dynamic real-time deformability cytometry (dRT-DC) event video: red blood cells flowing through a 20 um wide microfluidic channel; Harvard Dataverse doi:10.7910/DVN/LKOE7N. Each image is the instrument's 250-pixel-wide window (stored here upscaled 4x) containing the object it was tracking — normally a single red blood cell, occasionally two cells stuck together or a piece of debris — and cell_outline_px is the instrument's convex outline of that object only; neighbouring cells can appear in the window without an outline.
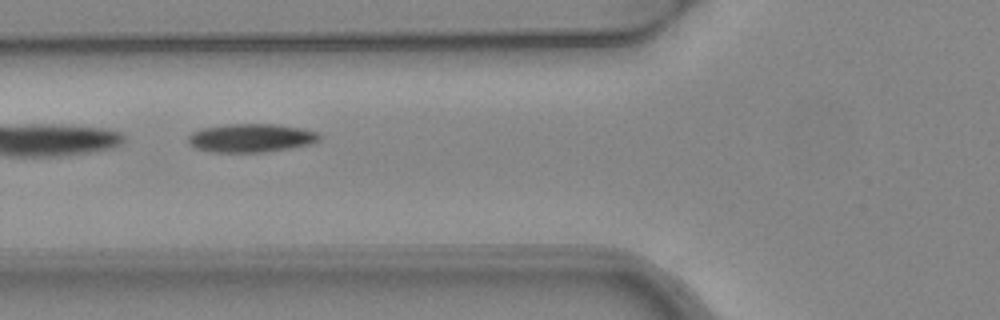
{"species": "common noctule bat (a hibernating species)", "species_latin": "Nyctalus noctula", "temperature_condition": "warm", "stored_images_in_passage": 7, "camera_frame_rate_fps": 3000, "um_per_image_px": 0.085, "animal": {"sex": "female", "body_mass_g": 24.6, "forearm_length_mm": 56.2}, "frame": {"image": 1, "passage_image": 5, "time_ms": 1.333, "image_size_px": [1000, 320], "cell_outline_px": [[320, 140], [312, 144], [264, 152], [208, 152], [196, 148], [188, 144], [188, 136], [192, 132], [200, 128], [224, 124], [276, 124], [300, 128], [316, 132], [320, 136]], "centroid_in_image_um": [21.29, 11.72], "position_along_channel_um": 104.5, "area_um2": 21.91}}
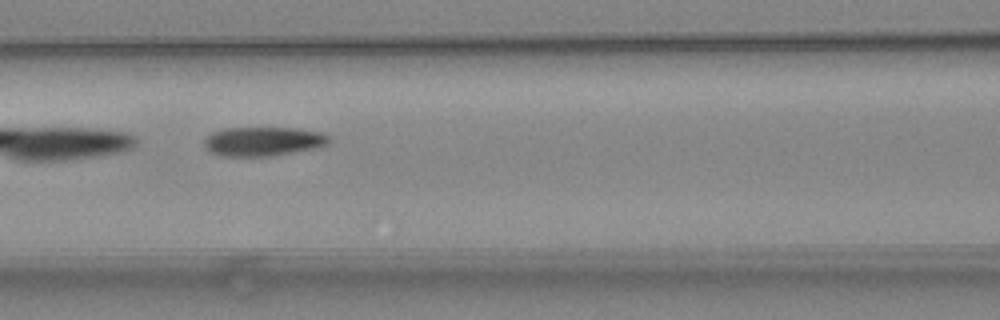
{"frame": {"image": 2, "passage_image": 6, "time_ms": 1.667, "image_size_px": [1000, 320], "cell_outline_px": [[332, 140], [328, 144], [320, 148], [272, 156], [220, 156], [208, 152], [204, 148], [204, 140], [212, 132], [224, 128], [300, 128], [320, 132], [332, 136]], "centroid_in_image_um": [22.41, 12.02], "position_along_channel_um": 144.2, "area_um2": 21.73}}
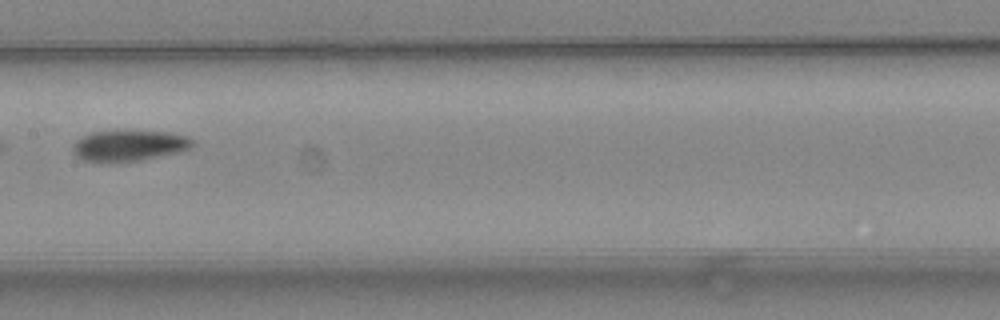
{"frame": {"image": 3, "passage_image": 7, "time_ms": 2.0, "image_size_px": [1000, 320], "cell_outline_px": [[192, 148], [184, 152], [140, 160], [108, 164], [80, 160], [72, 152], [72, 144], [76, 140], [92, 132], [124, 128], [172, 132], [188, 136], [192, 140]], "centroid_in_image_um": [10.96, 12.36], "position_along_channel_um": 196.4, "area_um2": 23.06}}